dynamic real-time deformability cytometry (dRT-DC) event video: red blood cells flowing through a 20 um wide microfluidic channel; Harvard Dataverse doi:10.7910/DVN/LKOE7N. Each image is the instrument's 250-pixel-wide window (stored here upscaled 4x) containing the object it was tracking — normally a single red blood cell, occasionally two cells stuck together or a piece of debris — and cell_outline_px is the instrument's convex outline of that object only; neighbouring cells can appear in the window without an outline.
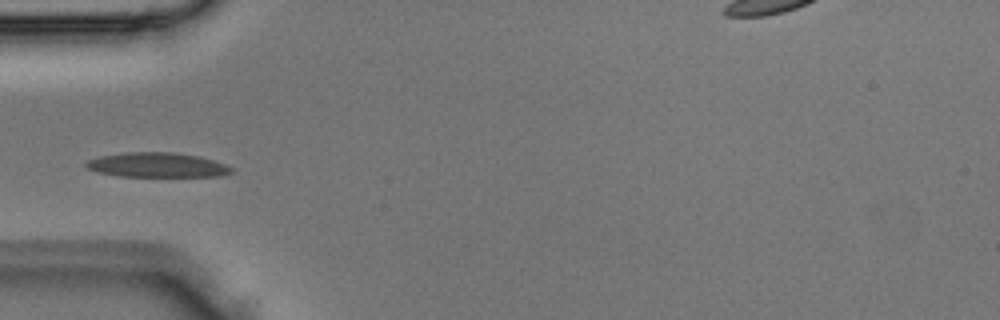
{"species": "Egyptian fruit bat (a non-hibernating species)", "species_latin": "Rousettus aegyptiacus", "temperature_condition": "room temperature", "stored_images_in_passage": 4, "camera_frame_rate_fps": 3000, "um_per_image_px": 0.085, "animal": {"sex": "male"}, "frame": {"image": 1, "passage_image": 4, "time_ms": 1.0, "image_size_px": [1000, 320], "cell_outline_px": [[232, 172], [224, 176], [116, 176], [96, 172], [88, 168], [84, 164], [88, 160], [100, 156], [124, 152], [172, 152], [200, 156], [224, 164], [232, 168]], "centroid_in_image_um": [13.33, 14.02], "position_along_channel_um": 71.7, "area_um2": 20.87}}